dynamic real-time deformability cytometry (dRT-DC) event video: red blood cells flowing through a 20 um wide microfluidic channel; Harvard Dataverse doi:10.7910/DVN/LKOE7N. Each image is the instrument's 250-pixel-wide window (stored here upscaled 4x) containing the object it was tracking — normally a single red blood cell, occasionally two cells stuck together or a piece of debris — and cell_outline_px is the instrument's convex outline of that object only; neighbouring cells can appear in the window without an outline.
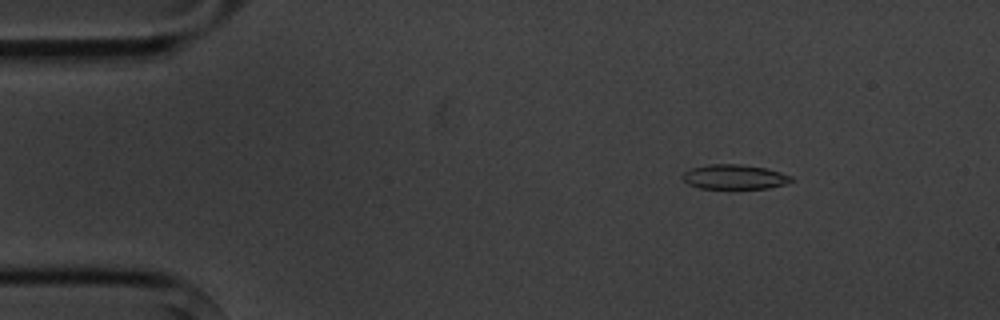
{"species": "common noctule bat (a hibernating species)", "species_latin": "Nyctalus noctula", "temperature_condition": "cold", "stored_images_in_passage": 4, "camera_frame_rate_fps": 3000, "um_per_image_px": 0.085, "animal": {"sex": "male", "body_mass_g": 20.1, "forearm_length_mm": 53.5}, "frame": {"image": 1, "passage_image": 2, "time_ms": 2.0, "image_size_px": [1000, 320], "cell_outline_px": [[796, 180], [784, 184], [768, 188], [700, 188], [688, 184], [680, 176], [684, 172], [692, 168], [708, 164], [740, 164], [764, 168], [780, 172], [792, 176]], "centroid_in_image_um": [62.43, 15.03], "position_along_channel_um": 22.6, "area_um2": 15.55}}